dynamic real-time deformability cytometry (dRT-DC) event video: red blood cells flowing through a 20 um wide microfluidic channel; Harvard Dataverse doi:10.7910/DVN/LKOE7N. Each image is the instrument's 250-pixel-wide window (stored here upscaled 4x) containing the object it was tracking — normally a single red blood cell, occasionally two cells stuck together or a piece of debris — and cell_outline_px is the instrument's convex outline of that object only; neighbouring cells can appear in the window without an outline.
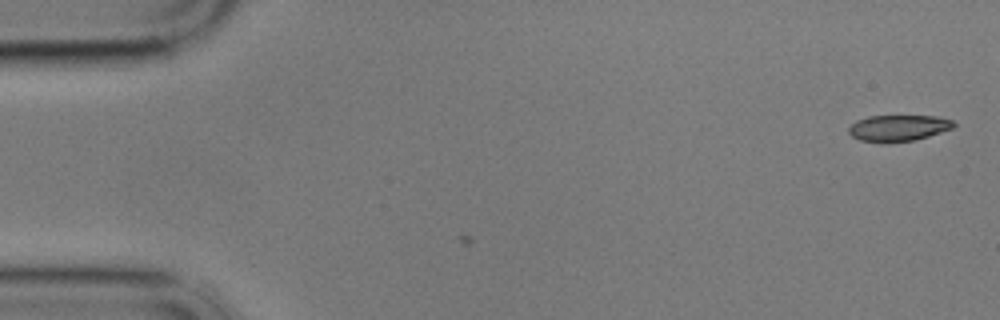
{"species": "common noctule bat (a hibernating species)", "species_latin": "Nyctalus noctula", "temperature_condition": "cold", "stored_images_in_passage": 6, "camera_frame_rate_fps": 3000, "um_per_image_px": 0.085, "animal": {"sex": "male", "body_mass_g": 17.9}, "frame": {"image": 1, "passage_image": 6, "time_ms": 1.667, "image_size_px": [1000, 320], "cell_outline_px": [[956, 124], [952, 128], [928, 136], [912, 140], [860, 140], [852, 136], [848, 132], [848, 128], [856, 120], [868, 116], [936, 116], [952, 120]], "centroid_in_image_um": [76.36, 10.83], "position_along_channel_um": 8.6, "area_um2": 15.37}}